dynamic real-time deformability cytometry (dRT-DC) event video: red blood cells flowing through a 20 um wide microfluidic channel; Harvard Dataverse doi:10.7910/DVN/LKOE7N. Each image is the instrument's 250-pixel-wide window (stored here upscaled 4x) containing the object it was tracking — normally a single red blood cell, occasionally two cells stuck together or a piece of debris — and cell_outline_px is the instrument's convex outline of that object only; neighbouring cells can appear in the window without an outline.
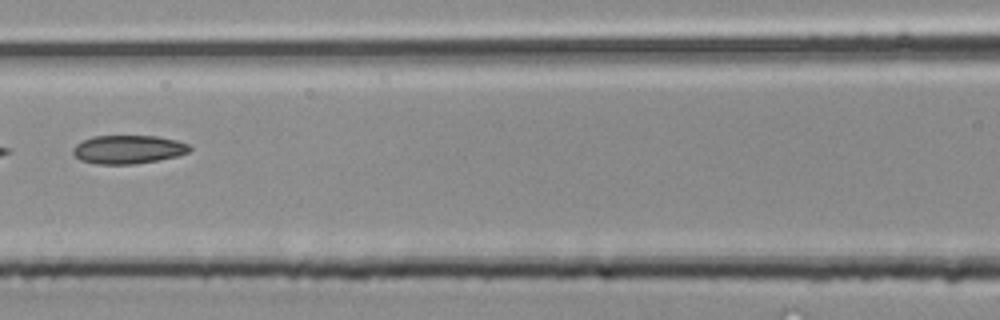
{"species": "common noctule bat (a hibernating species)", "species_latin": "Nyctalus noctula", "temperature_condition": "room temperature", "stored_images_in_passage": 3, "camera_frame_rate_fps": 3000, "um_per_image_px": 0.085, "animal": {"sex": "male", "body_mass_g": 20.4}, "frame": {"image": 1, "passage_image": 3, "time_ms": 0.667, "image_size_px": [1000, 320], "cell_outline_px": [[192, 148], [188, 152], [176, 156], [136, 164], [96, 164], [80, 160], [72, 152], [72, 148], [76, 144], [92, 136], [156, 136], [176, 140], [188, 144]], "centroid_in_image_um": [10.87, 12.7], "position_along_channel_um": 155.7, "area_um2": 19.31}}